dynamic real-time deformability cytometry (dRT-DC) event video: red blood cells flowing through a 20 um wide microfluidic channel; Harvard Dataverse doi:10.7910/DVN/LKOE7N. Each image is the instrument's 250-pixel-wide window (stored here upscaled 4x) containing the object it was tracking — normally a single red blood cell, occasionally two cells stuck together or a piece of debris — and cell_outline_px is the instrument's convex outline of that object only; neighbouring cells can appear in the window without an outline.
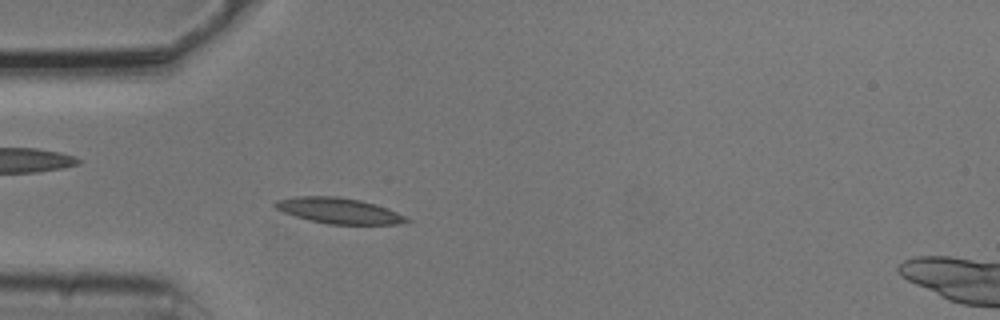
{"species": "common noctule bat (a hibernating species)", "species_latin": "Nyctalus noctula", "temperature_condition": "cold", "stored_images_in_passage": 50, "camera_frame_rate_fps": 3000, "um_per_image_px": 0.085, "animal": {"sex": "male", "body_mass_g": 20.5, "forearm_length_mm": 52.5}, "frame": {"image": 1, "passage_image": 12, "time_ms": 3.667, "image_size_px": [1000, 320], "cell_outline_px": [[412, 220], [400, 224], [328, 224], [308, 220], [284, 212], [276, 208], [272, 204], [276, 200], [296, 196], [340, 196], [360, 200], [376, 204], [408, 216]], "centroid_in_image_um": [28.83, 17.9], "position_along_channel_um": 56.2, "area_um2": 19.83}}
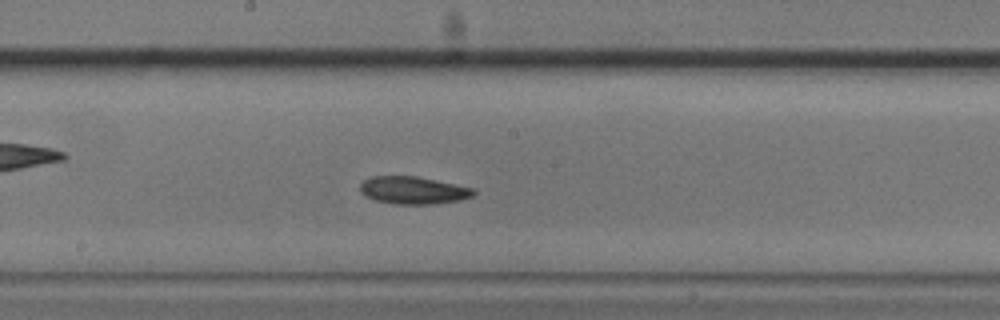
{"frame": {"image": 2, "passage_image": 25, "time_ms": 8.0, "image_size_px": [1000, 320], "cell_outline_px": [[476, 192], [472, 196], [460, 200], [432, 204], [392, 204], [376, 200], [364, 196], [360, 192], [360, 184], [364, 180], [372, 176], [416, 176], [476, 188]], "centroid_in_image_um": [35.12, 16.17], "position_along_channel_um": 213.1, "area_um2": 18.32}}
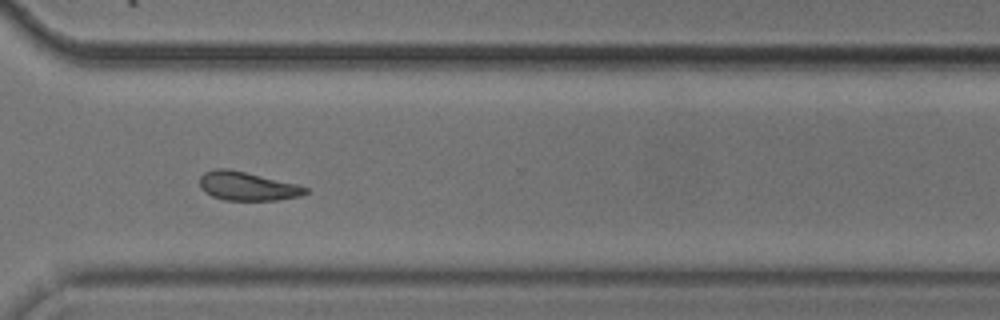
{"frame": {"image": 3, "passage_image": 36, "time_ms": 11.667, "image_size_px": [1000, 320], "cell_outline_px": [[308, 192], [300, 196], [276, 200], [224, 200], [212, 196], [204, 192], [200, 188], [200, 176], [204, 172], [216, 168], [228, 168], [296, 184], [308, 188]], "centroid_in_image_um": [20.98, 15.82], "position_along_channel_um": 349.6, "area_um2": 17.63}, "authors_computed_cell_mechanics": {"area_um2": 18.3226, "velocity_mm_per_s": 3.735, "shape_relaxation_time_tau1_ms": 5.4092, "shape_relaxation_time_tau2_ms": null, "deformation_change_tau1": 0.1202, "deformation_change_tau2": null}}